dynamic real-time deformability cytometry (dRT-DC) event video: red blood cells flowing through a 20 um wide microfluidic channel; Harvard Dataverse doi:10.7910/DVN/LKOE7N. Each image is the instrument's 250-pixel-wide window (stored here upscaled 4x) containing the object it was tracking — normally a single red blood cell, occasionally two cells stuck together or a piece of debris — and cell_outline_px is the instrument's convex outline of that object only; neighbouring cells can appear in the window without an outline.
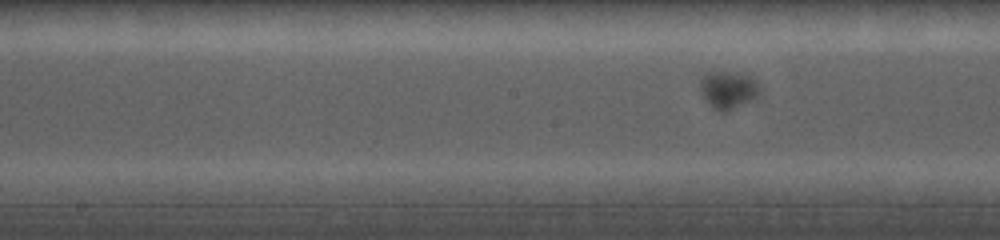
{"species": "common noctule bat (a hibernating species)", "species_latin": "Nyctalus noctula", "temperature_condition": "cold", "stored_images_in_passage": 64, "camera_frame_rate_fps": 5000, "um_per_image_px": 0.085, "animal": {"sex": "female", "body_mass_g": 19.0, "forearm_length_mm": 56.7}, "frame": {"image": 1, "passage_image": 23, "time_ms": 4.4, "image_size_px": [1000, 240], "cell_outline_px": [[756, 92], [748, 100], [728, 112], [720, 112], [712, 108], [704, 96], [704, 76], [708, 72], [744, 72], [756, 84]], "centroid_in_image_um": [61.87, 7.64], "position_along_channel_um": 186.3, "area_um2": 11.96}}
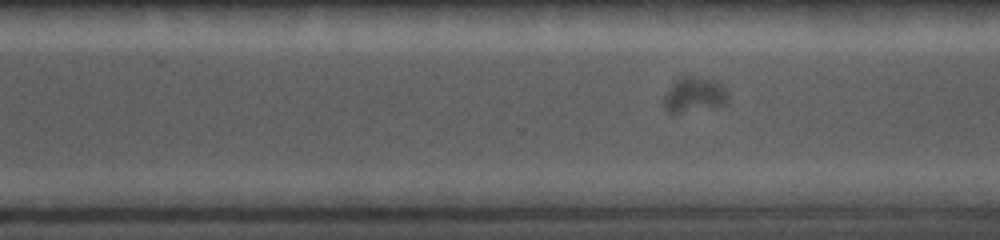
{"frame": {"image": 2, "passage_image": 40, "time_ms": 7.8, "image_size_px": [1000, 240], "cell_outline_px": [[724, 100], [720, 104], [680, 112], [668, 112], [664, 104], [672, 88], [680, 76], [688, 76], [708, 80], [716, 84], [720, 88], [724, 96]], "centroid_in_image_um": [58.91, 8.05], "position_along_channel_um": 311.7, "area_um2": 11.16}}
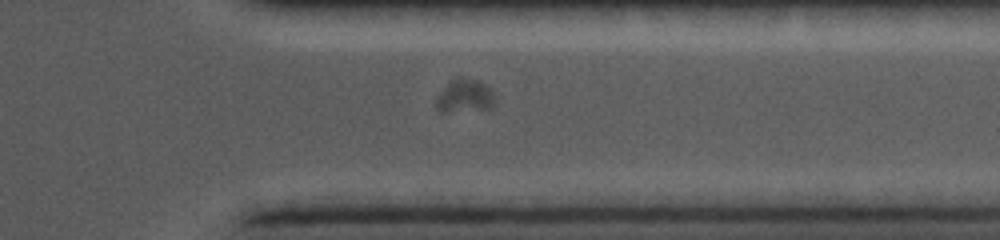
{"frame": {"image": 3, "passage_image": 48, "time_ms": 9.4, "image_size_px": [1000, 240], "cell_outline_px": [[488, 104], [484, 108], [444, 112], [440, 112], [436, 104], [440, 96], [448, 84], [456, 76], [464, 76], [480, 80], [484, 84], [488, 92]], "centroid_in_image_um": [39.38, 8.1], "position_along_channel_um": 372.0, "area_um2": 10.17}}